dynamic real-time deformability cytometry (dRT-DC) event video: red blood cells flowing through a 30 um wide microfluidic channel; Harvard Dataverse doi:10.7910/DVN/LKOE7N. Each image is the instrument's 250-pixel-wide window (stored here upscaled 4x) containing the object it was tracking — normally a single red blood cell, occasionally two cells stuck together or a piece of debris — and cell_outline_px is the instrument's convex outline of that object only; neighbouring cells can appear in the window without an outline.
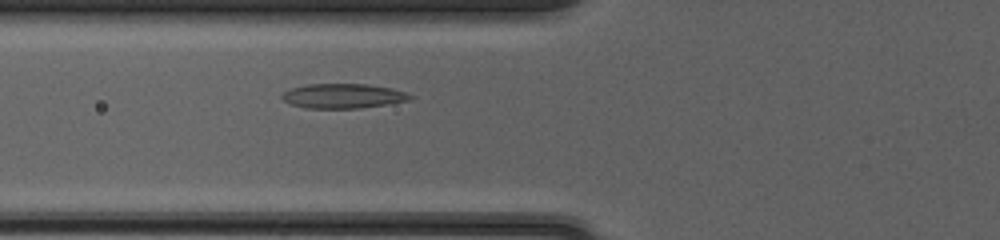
{"species": "common noctule bat (a hibernating species)", "species_latin": "Nyctalus noctula", "temperature_condition": "cold", "stored_images_in_passage": 38, "camera_frame_rate_fps": 3000, "um_per_image_px": 0.085, "animal": {"sex": "female", "body_mass_g": 20.0, "forearm_length_mm": 54.0}, "frame": {"image": 1, "passage_image": 8, "time_ms": 2.333, "image_size_px": [1000, 240], "cell_outline_px": [[412, 96], [408, 100], [388, 104], [360, 108], [304, 108], [292, 104], [284, 100], [280, 96], [284, 92], [292, 88], [308, 84], [368, 84], [392, 88], [404, 92]], "centroid_in_image_um": [29.14, 8.15], "position_along_channel_um": 96.7, "area_um2": 18.21}}
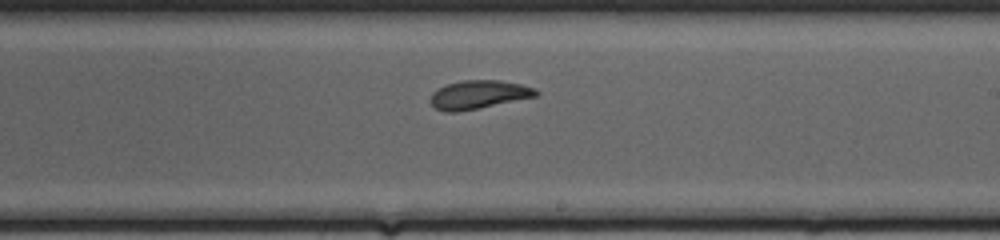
{"frame": {"image": 2, "passage_image": 19, "time_ms": 6.0, "image_size_px": [1000, 240], "cell_outline_px": [[540, 92], [536, 96], [456, 112], [444, 112], [436, 108], [428, 100], [432, 92], [436, 88], [448, 84], [464, 80], [500, 80], [520, 84], [536, 88]], "centroid_in_image_um": [40.64, 8.03], "position_along_channel_um": 248.4, "area_um2": 17.4}}
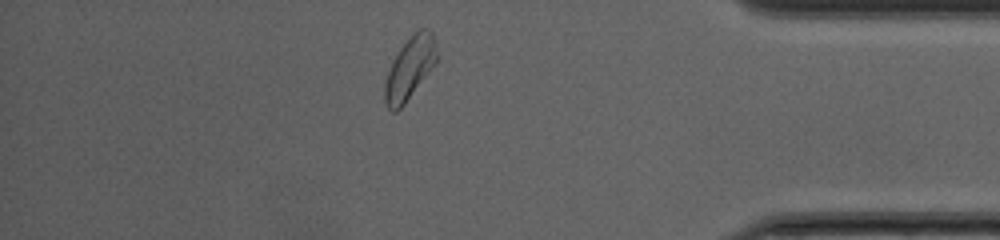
{"frame": {"image": 3, "passage_image": 32, "time_ms": 10.333, "image_size_px": [1000, 240], "cell_outline_px": [[440, 56], [436, 64], [404, 104], [396, 112], [392, 112], [388, 108], [384, 100], [384, 80], [392, 60], [400, 48], [420, 28], [428, 28], [432, 32]], "centroid_in_image_um": [34.85, 5.8], "position_along_channel_um": 400.4, "area_um2": 19.13}, "authors_computed_cell_mechanics": {"area_um2": 18.1203, "velocity_mm_per_s": 4.1326, "shape_relaxation_time_tau1_ms": 3.7769, "shape_relaxation_time_tau2_ms": 1.9712, "deformation_change_tau1": 0.1374, "deformation_change_tau2": 0.0488}}